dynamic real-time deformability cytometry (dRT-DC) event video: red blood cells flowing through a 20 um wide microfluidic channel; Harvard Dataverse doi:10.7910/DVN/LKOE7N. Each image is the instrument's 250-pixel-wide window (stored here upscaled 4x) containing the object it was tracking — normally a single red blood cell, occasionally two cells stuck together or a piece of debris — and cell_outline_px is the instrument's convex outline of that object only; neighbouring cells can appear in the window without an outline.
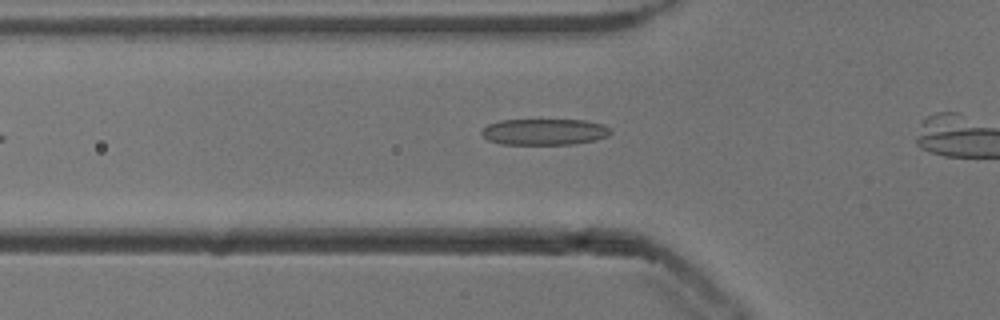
{"species": "common noctule bat (a hibernating species)", "species_latin": "Nyctalus noctula", "temperature_condition": "cold", "stored_images_in_passage": 24, "camera_frame_rate_fps": 3000, "um_per_image_px": 0.085, "animal": {"sex": "male", "body_mass_g": 13.3}, "frame": {"image": 1, "passage_image": 12, "time_ms": 3.667, "image_size_px": [1000, 320], "cell_outline_px": [[612, 132], [608, 136], [596, 140], [572, 144], [500, 144], [488, 140], [480, 132], [488, 124], [500, 120], [584, 120], [604, 124], [612, 128]], "centroid_in_image_um": [46.31, 11.2], "position_along_channel_um": 79.5, "area_um2": 19.83}}
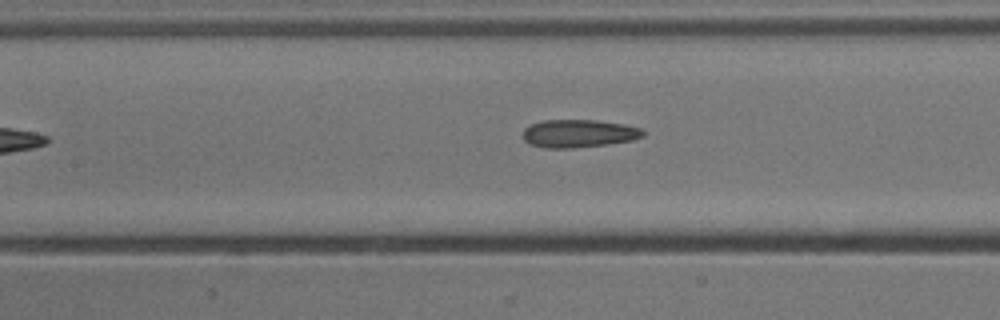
{"frame": {"image": 2, "passage_image": 18, "time_ms": 5.667, "image_size_px": [1000, 320], "cell_outline_px": [[644, 136], [632, 140], [608, 144], [572, 148], [544, 148], [528, 144], [524, 140], [524, 128], [532, 124], [544, 120], [596, 120], [624, 124], [640, 128], [644, 132]], "centroid_in_image_um": [49.18, 11.35], "position_along_channel_um": 158.2, "area_um2": 19.54}}
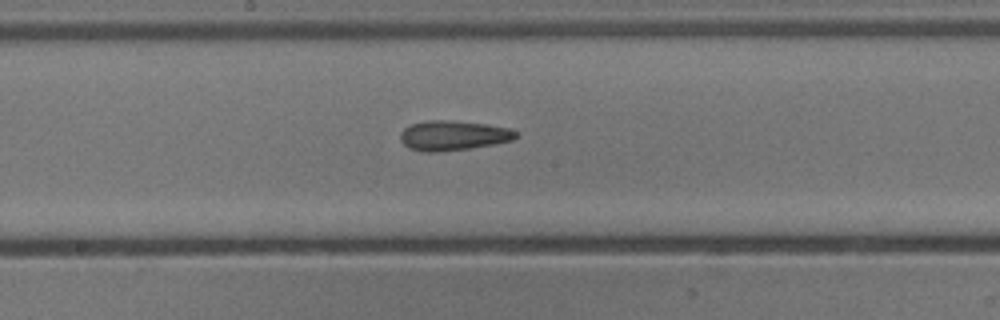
{"frame": {"image": 3, "passage_image": 22, "time_ms": 7.0, "image_size_px": [1000, 320], "cell_outline_px": [[520, 136], [512, 140], [496, 144], [468, 148], [436, 152], [424, 152], [408, 148], [400, 140], [400, 132], [404, 128], [412, 124], [428, 120], [448, 120], [484, 124], [508, 128], [520, 132]], "centroid_in_image_um": [38.53, 11.52], "position_along_channel_um": 209.7, "area_um2": 20.11}}